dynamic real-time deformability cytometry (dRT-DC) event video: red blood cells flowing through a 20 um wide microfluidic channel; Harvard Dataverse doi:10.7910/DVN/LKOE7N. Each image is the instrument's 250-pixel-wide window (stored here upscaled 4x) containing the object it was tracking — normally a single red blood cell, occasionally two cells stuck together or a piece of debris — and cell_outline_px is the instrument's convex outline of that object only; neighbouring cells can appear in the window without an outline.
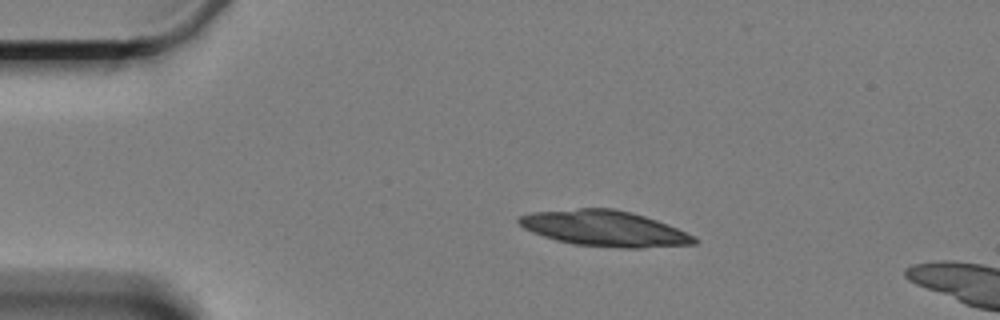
{"species": "Egyptian fruit bat (a non-hibernating species)", "species_latin": "Rousettus aegyptiacus", "temperature_condition": "cold", "stored_images_in_passage": 49, "camera_frame_rate_fps": 3000, "um_per_image_px": 0.085, "animal": {"sex": "female"}, "frame": {"image": 1, "passage_image": 1, "time_ms": 0.0, "image_size_px": [1000, 320], "cell_outline_px": [[700, 240], [696, 244], [644, 248], [620, 248], [576, 244], [556, 240], [532, 232], [524, 228], [516, 220], [520, 216], [532, 212], [580, 208], [612, 208], [632, 212], [668, 224]], "centroid_in_image_um": [51.39, 19.42], "position_along_channel_um": 33.6, "area_um2": 36.3}}
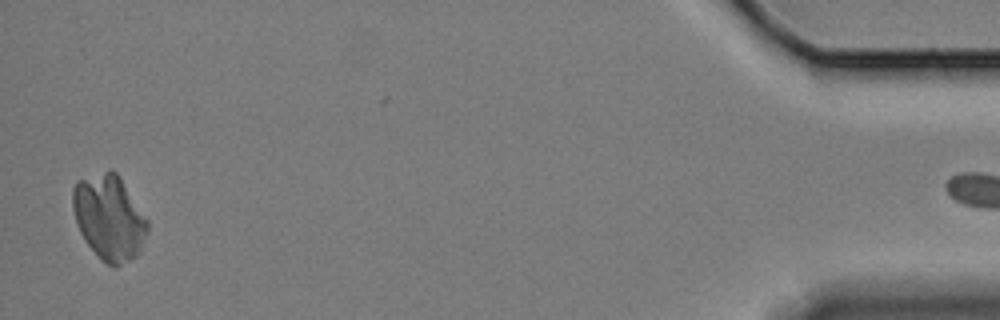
{"frame": {"image": 2, "passage_image": 48, "time_ms": 15.667, "image_size_px": [1000, 320], "cell_outline_px": [[148, 232], [140, 252], [136, 256], [116, 268], [112, 268], [100, 260], [84, 240], [80, 232], [72, 208], [72, 188], [76, 180], [108, 168], [112, 168], [116, 172], [148, 220]], "centroid_in_image_um": [9.26, 18.49], "position_along_channel_um": 425.9, "area_um2": 37.63}}